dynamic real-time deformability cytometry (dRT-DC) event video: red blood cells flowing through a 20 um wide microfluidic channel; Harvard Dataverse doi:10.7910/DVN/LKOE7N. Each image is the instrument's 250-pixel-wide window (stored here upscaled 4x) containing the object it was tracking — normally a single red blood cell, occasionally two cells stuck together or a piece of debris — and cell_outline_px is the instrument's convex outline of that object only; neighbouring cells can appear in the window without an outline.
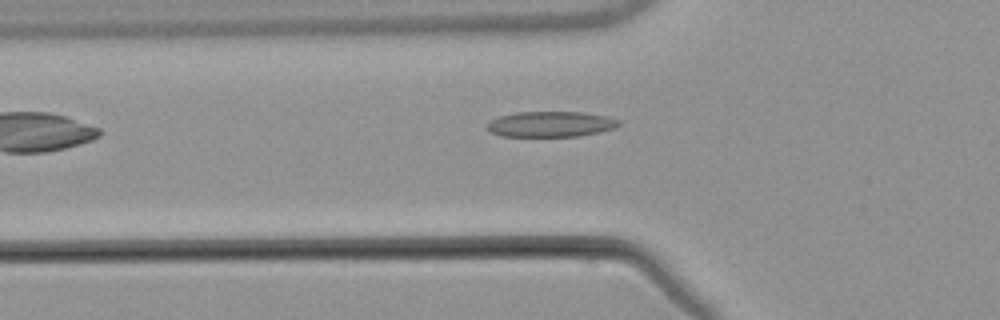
{"species": "common noctule bat (a hibernating species)", "species_latin": "Nyctalus noctula", "temperature_condition": "warm", "stored_images_in_passage": 5, "camera_frame_rate_fps": 3000, "um_per_image_px": 0.085, "animal": {"sex": "male", "body_mass_g": 21.5, "forearm_length_mm": 52.0}, "frame": {"image": 1, "passage_image": 4, "time_ms": 5.333, "image_size_px": [1000, 320], "cell_outline_px": [[620, 124], [616, 128], [600, 132], [580, 136], [500, 136], [492, 132], [488, 128], [488, 124], [492, 120], [500, 116], [516, 112], [580, 112], [608, 116], [620, 120]], "centroid_in_image_um": [46.87, 10.55], "position_along_channel_um": 78.9, "area_um2": 19.54}}
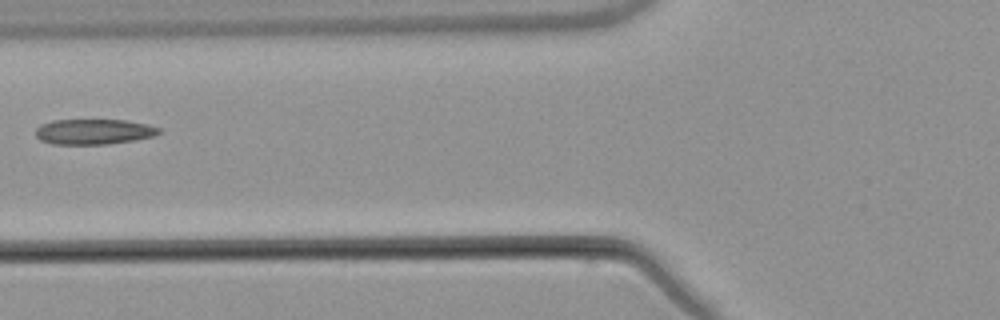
{"frame": {"image": 2, "passage_image": 5, "time_ms": 6.333, "image_size_px": [1000, 320], "cell_outline_px": [[160, 132], [152, 136], [132, 140], [108, 144], [52, 144], [40, 140], [36, 136], [36, 128], [40, 124], [52, 120], [128, 120], [148, 124], [160, 128]], "centroid_in_image_um": [7.94, 11.18], "position_along_channel_um": 117.9, "area_um2": 18.21}}